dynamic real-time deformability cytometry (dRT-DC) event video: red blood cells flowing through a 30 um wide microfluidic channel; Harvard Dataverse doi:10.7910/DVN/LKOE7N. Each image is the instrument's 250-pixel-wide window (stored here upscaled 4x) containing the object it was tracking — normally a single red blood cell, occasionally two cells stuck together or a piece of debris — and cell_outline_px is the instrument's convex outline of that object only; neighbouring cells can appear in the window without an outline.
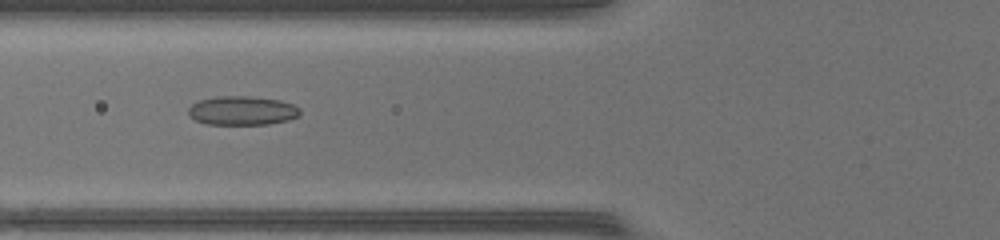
{"species": "common noctule bat (a hibernating species)", "species_latin": "Nyctalus noctula", "temperature_condition": "warm", "stored_images_in_passage": 49, "camera_frame_rate_fps": 3000, "um_per_image_px": 0.085, "animal": {"sex": "female", "body_mass_g": 17.0, "forearm_length_mm": 48.0}, "frame": {"image": 1, "passage_image": 20, "time_ms": 6.333, "image_size_px": [1000, 240], "cell_outline_px": [[300, 116], [288, 120], [268, 124], [208, 124], [196, 120], [188, 116], [188, 108], [192, 104], [200, 100], [216, 96], [248, 96], [280, 100], [292, 104], [300, 108]], "centroid_in_image_um": [20.59, 9.4], "position_along_channel_um": 105.2, "area_um2": 18.9}}
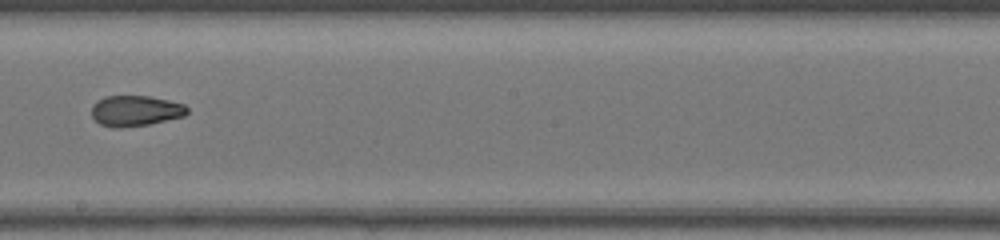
{"frame": {"image": 2, "passage_image": 29, "time_ms": 9.333, "image_size_px": [1000, 240], "cell_outline_px": [[188, 112], [184, 116], [148, 124], [120, 128], [112, 128], [100, 124], [92, 116], [92, 104], [96, 100], [104, 96], [148, 96], [168, 100], [184, 104], [188, 108]], "centroid_in_image_um": [11.48, 9.41], "position_along_channel_um": 236.7, "area_um2": 17.11}}
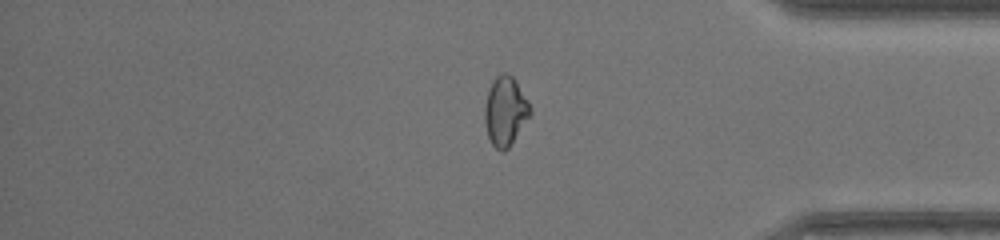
{"frame": {"image": 3, "passage_image": 41, "time_ms": 13.333, "image_size_px": [1000, 240], "cell_outline_px": [[532, 112], [508, 148], [504, 152], [500, 152], [492, 144], [488, 136], [484, 120], [484, 108], [488, 88], [492, 80], [500, 72], [508, 72], [516, 80], [528, 100], [532, 108]], "centroid_in_image_um": [42.94, 9.4], "position_along_channel_um": 392.3, "area_um2": 18.55}, "authors_computed_cell_mechanics": {"area_um2": 18.9006, "velocity_mm_per_s": 4.3738, "shape_relaxation_time_tau1_ms": null, "shape_relaxation_time_tau2_ms": 1.2275, "deformation_change_tau1": null, "deformation_change_tau2": 0.0681}}